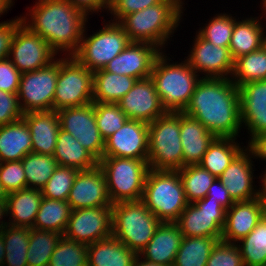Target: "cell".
Listing matches in <instances>:
<instances>
[{"label": "cell", "instance_id": "50", "mask_svg": "<svg viewBox=\"0 0 266 266\" xmlns=\"http://www.w3.org/2000/svg\"><path fill=\"white\" fill-rule=\"evenodd\" d=\"M21 75L9 58L0 60V90L17 94Z\"/></svg>", "mask_w": 266, "mask_h": 266}, {"label": "cell", "instance_id": "17", "mask_svg": "<svg viewBox=\"0 0 266 266\" xmlns=\"http://www.w3.org/2000/svg\"><path fill=\"white\" fill-rule=\"evenodd\" d=\"M67 202L72 210L113 205L108 194L106 176L99 165L78 171Z\"/></svg>", "mask_w": 266, "mask_h": 266}, {"label": "cell", "instance_id": "61", "mask_svg": "<svg viewBox=\"0 0 266 266\" xmlns=\"http://www.w3.org/2000/svg\"><path fill=\"white\" fill-rule=\"evenodd\" d=\"M262 4H263V8L265 7L264 8V12H265L266 11V0H263V3Z\"/></svg>", "mask_w": 266, "mask_h": 266}, {"label": "cell", "instance_id": "15", "mask_svg": "<svg viewBox=\"0 0 266 266\" xmlns=\"http://www.w3.org/2000/svg\"><path fill=\"white\" fill-rule=\"evenodd\" d=\"M12 55V58H11ZM57 53L37 33L22 23L16 30L10 48L9 59L21 72L38 70L50 64Z\"/></svg>", "mask_w": 266, "mask_h": 266}, {"label": "cell", "instance_id": "30", "mask_svg": "<svg viewBox=\"0 0 266 266\" xmlns=\"http://www.w3.org/2000/svg\"><path fill=\"white\" fill-rule=\"evenodd\" d=\"M258 18H246L236 21L232 32L229 51L233 60L257 51L264 46L266 35Z\"/></svg>", "mask_w": 266, "mask_h": 266}, {"label": "cell", "instance_id": "44", "mask_svg": "<svg viewBox=\"0 0 266 266\" xmlns=\"http://www.w3.org/2000/svg\"><path fill=\"white\" fill-rule=\"evenodd\" d=\"M95 118L104 140L119 130L128 120L120 106L114 103H95Z\"/></svg>", "mask_w": 266, "mask_h": 266}, {"label": "cell", "instance_id": "54", "mask_svg": "<svg viewBox=\"0 0 266 266\" xmlns=\"http://www.w3.org/2000/svg\"><path fill=\"white\" fill-rule=\"evenodd\" d=\"M247 148L251 151V155L266 160V133L255 136L248 142Z\"/></svg>", "mask_w": 266, "mask_h": 266}, {"label": "cell", "instance_id": "11", "mask_svg": "<svg viewBox=\"0 0 266 266\" xmlns=\"http://www.w3.org/2000/svg\"><path fill=\"white\" fill-rule=\"evenodd\" d=\"M58 73L59 59L38 70L22 73L17 96L23 113L53 110Z\"/></svg>", "mask_w": 266, "mask_h": 266}, {"label": "cell", "instance_id": "41", "mask_svg": "<svg viewBox=\"0 0 266 266\" xmlns=\"http://www.w3.org/2000/svg\"><path fill=\"white\" fill-rule=\"evenodd\" d=\"M177 171L180 174L188 203L205 198L209 187L216 179L214 175L198 164L184 166Z\"/></svg>", "mask_w": 266, "mask_h": 266}, {"label": "cell", "instance_id": "57", "mask_svg": "<svg viewBox=\"0 0 266 266\" xmlns=\"http://www.w3.org/2000/svg\"><path fill=\"white\" fill-rule=\"evenodd\" d=\"M263 177H261V181H262V188L259 190V197L265 202L266 204V170L264 172V174L262 175Z\"/></svg>", "mask_w": 266, "mask_h": 266}, {"label": "cell", "instance_id": "38", "mask_svg": "<svg viewBox=\"0 0 266 266\" xmlns=\"http://www.w3.org/2000/svg\"><path fill=\"white\" fill-rule=\"evenodd\" d=\"M60 233L30 228L29 246L27 249L28 266H45L50 263L51 255L54 252Z\"/></svg>", "mask_w": 266, "mask_h": 266}, {"label": "cell", "instance_id": "14", "mask_svg": "<svg viewBox=\"0 0 266 266\" xmlns=\"http://www.w3.org/2000/svg\"><path fill=\"white\" fill-rule=\"evenodd\" d=\"M63 236L85 245L111 237L112 206L72 210Z\"/></svg>", "mask_w": 266, "mask_h": 266}, {"label": "cell", "instance_id": "26", "mask_svg": "<svg viewBox=\"0 0 266 266\" xmlns=\"http://www.w3.org/2000/svg\"><path fill=\"white\" fill-rule=\"evenodd\" d=\"M216 137L201 122L180 112V140L183 149V167L197 165Z\"/></svg>", "mask_w": 266, "mask_h": 266}, {"label": "cell", "instance_id": "35", "mask_svg": "<svg viewBox=\"0 0 266 266\" xmlns=\"http://www.w3.org/2000/svg\"><path fill=\"white\" fill-rule=\"evenodd\" d=\"M221 237L183 236L173 266H206L213 247Z\"/></svg>", "mask_w": 266, "mask_h": 266}, {"label": "cell", "instance_id": "16", "mask_svg": "<svg viewBox=\"0 0 266 266\" xmlns=\"http://www.w3.org/2000/svg\"><path fill=\"white\" fill-rule=\"evenodd\" d=\"M148 124L128 119L104 140L103 157L148 160Z\"/></svg>", "mask_w": 266, "mask_h": 266}, {"label": "cell", "instance_id": "47", "mask_svg": "<svg viewBox=\"0 0 266 266\" xmlns=\"http://www.w3.org/2000/svg\"><path fill=\"white\" fill-rule=\"evenodd\" d=\"M0 183L7 194L26 188L22 161L0 162Z\"/></svg>", "mask_w": 266, "mask_h": 266}, {"label": "cell", "instance_id": "6", "mask_svg": "<svg viewBox=\"0 0 266 266\" xmlns=\"http://www.w3.org/2000/svg\"><path fill=\"white\" fill-rule=\"evenodd\" d=\"M160 224L142 200L112 205V236L137 254L147 246Z\"/></svg>", "mask_w": 266, "mask_h": 266}, {"label": "cell", "instance_id": "55", "mask_svg": "<svg viewBox=\"0 0 266 266\" xmlns=\"http://www.w3.org/2000/svg\"><path fill=\"white\" fill-rule=\"evenodd\" d=\"M4 216H9V215H7L6 201H0V220L3 219ZM7 225H9L8 222H5L3 220L0 221V232Z\"/></svg>", "mask_w": 266, "mask_h": 266}, {"label": "cell", "instance_id": "36", "mask_svg": "<svg viewBox=\"0 0 266 266\" xmlns=\"http://www.w3.org/2000/svg\"><path fill=\"white\" fill-rule=\"evenodd\" d=\"M231 77L238 88L249 82L266 80V48L263 46L235 59Z\"/></svg>", "mask_w": 266, "mask_h": 266}, {"label": "cell", "instance_id": "12", "mask_svg": "<svg viewBox=\"0 0 266 266\" xmlns=\"http://www.w3.org/2000/svg\"><path fill=\"white\" fill-rule=\"evenodd\" d=\"M226 209L211 199L188 203L175 222L185 237H222Z\"/></svg>", "mask_w": 266, "mask_h": 266}, {"label": "cell", "instance_id": "22", "mask_svg": "<svg viewBox=\"0 0 266 266\" xmlns=\"http://www.w3.org/2000/svg\"><path fill=\"white\" fill-rule=\"evenodd\" d=\"M241 123L251 133L249 142L266 133V80L249 82L239 87Z\"/></svg>", "mask_w": 266, "mask_h": 266}, {"label": "cell", "instance_id": "34", "mask_svg": "<svg viewBox=\"0 0 266 266\" xmlns=\"http://www.w3.org/2000/svg\"><path fill=\"white\" fill-rule=\"evenodd\" d=\"M67 201L43 197L33 225L39 230L53 231L64 234L71 214Z\"/></svg>", "mask_w": 266, "mask_h": 266}, {"label": "cell", "instance_id": "3", "mask_svg": "<svg viewBox=\"0 0 266 266\" xmlns=\"http://www.w3.org/2000/svg\"><path fill=\"white\" fill-rule=\"evenodd\" d=\"M182 0H163L154 6L124 16L118 24L131 42L151 43L162 49L183 14ZM182 13V14H181Z\"/></svg>", "mask_w": 266, "mask_h": 266}, {"label": "cell", "instance_id": "1", "mask_svg": "<svg viewBox=\"0 0 266 266\" xmlns=\"http://www.w3.org/2000/svg\"><path fill=\"white\" fill-rule=\"evenodd\" d=\"M183 113L215 137L236 138L242 127L239 88L230 78L201 77Z\"/></svg>", "mask_w": 266, "mask_h": 266}, {"label": "cell", "instance_id": "21", "mask_svg": "<svg viewBox=\"0 0 266 266\" xmlns=\"http://www.w3.org/2000/svg\"><path fill=\"white\" fill-rule=\"evenodd\" d=\"M265 211L266 204L260 197L249 201L234 202L226 210L221 241L236 243L247 236L264 217Z\"/></svg>", "mask_w": 266, "mask_h": 266}, {"label": "cell", "instance_id": "60", "mask_svg": "<svg viewBox=\"0 0 266 266\" xmlns=\"http://www.w3.org/2000/svg\"><path fill=\"white\" fill-rule=\"evenodd\" d=\"M7 193L3 189L1 183H0V201H6Z\"/></svg>", "mask_w": 266, "mask_h": 266}, {"label": "cell", "instance_id": "28", "mask_svg": "<svg viewBox=\"0 0 266 266\" xmlns=\"http://www.w3.org/2000/svg\"><path fill=\"white\" fill-rule=\"evenodd\" d=\"M43 196L41 190L24 188L7 194L8 224L13 227L32 228Z\"/></svg>", "mask_w": 266, "mask_h": 266}, {"label": "cell", "instance_id": "20", "mask_svg": "<svg viewBox=\"0 0 266 266\" xmlns=\"http://www.w3.org/2000/svg\"><path fill=\"white\" fill-rule=\"evenodd\" d=\"M162 52L158 47L146 42H130L115 56L104 69L118 75H127L138 80L150 77L153 64Z\"/></svg>", "mask_w": 266, "mask_h": 266}, {"label": "cell", "instance_id": "53", "mask_svg": "<svg viewBox=\"0 0 266 266\" xmlns=\"http://www.w3.org/2000/svg\"><path fill=\"white\" fill-rule=\"evenodd\" d=\"M76 8L83 11L87 16L90 12H99L100 9H109V0H69Z\"/></svg>", "mask_w": 266, "mask_h": 266}, {"label": "cell", "instance_id": "39", "mask_svg": "<svg viewBox=\"0 0 266 266\" xmlns=\"http://www.w3.org/2000/svg\"><path fill=\"white\" fill-rule=\"evenodd\" d=\"M26 188L41 190L53 175L58 164L53 155L28 153L22 160Z\"/></svg>", "mask_w": 266, "mask_h": 266}, {"label": "cell", "instance_id": "31", "mask_svg": "<svg viewBox=\"0 0 266 266\" xmlns=\"http://www.w3.org/2000/svg\"><path fill=\"white\" fill-rule=\"evenodd\" d=\"M138 79L127 75H118L104 68L93 72V103H114L134 86Z\"/></svg>", "mask_w": 266, "mask_h": 266}, {"label": "cell", "instance_id": "40", "mask_svg": "<svg viewBox=\"0 0 266 266\" xmlns=\"http://www.w3.org/2000/svg\"><path fill=\"white\" fill-rule=\"evenodd\" d=\"M238 243L244 266L266 265V216L264 215L257 226Z\"/></svg>", "mask_w": 266, "mask_h": 266}, {"label": "cell", "instance_id": "2", "mask_svg": "<svg viewBox=\"0 0 266 266\" xmlns=\"http://www.w3.org/2000/svg\"><path fill=\"white\" fill-rule=\"evenodd\" d=\"M29 13L30 21L21 17L24 25L56 53L69 51L68 55H73L77 51L88 18L83 11L69 0H38Z\"/></svg>", "mask_w": 266, "mask_h": 266}, {"label": "cell", "instance_id": "48", "mask_svg": "<svg viewBox=\"0 0 266 266\" xmlns=\"http://www.w3.org/2000/svg\"><path fill=\"white\" fill-rule=\"evenodd\" d=\"M162 1L163 0H112L108 11L114 16L112 22L118 23L124 16L154 6Z\"/></svg>", "mask_w": 266, "mask_h": 266}, {"label": "cell", "instance_id": "23", "mask_svg": "<svg viewBox=\"0 0 266 266\" xmlns=\"http://www.w3.org/2000/svg\"><path fill=\"white\" fill-rule=\"evenodd\" d=\"M250 154L248 148L244 149L218 177L234 202L249 201L259 197V189L255 190L252 185L254 170L251 161L253 157Z\"/></svg>", "mask_w": 266, "mask_h": 266}, {"label": "cell", "instance_id": "9", "mask_svg": "<svg viewBox=\"0 0 266 266\" xmlns=\"http://www.w3.org/2000/svg\"><path fill=\"white\" fill-rule=\"evenodd\" d=\"M67 57L59 59V73L53 99L54 111L93 103V72L73 55Z\"/></svg>", "mask_w": 266, "mask_h": 266}, {"label": "cell", "instance_id": "7", "mask_svg": "<svg viewBox=\"0 0 266 266\" xmlns=\"http://www.w3.org/2000/svg\"><path fill=\"white\" fill-rule=\"evenodd\" d=\"M148 165L153 170L183 168L180 112H166L148 124Z\"/></svg>", "mask_w": 266, "mask_h": 266}, {"label": "cell", "instance_id": "4", "mask_svg": "<svg viewBox=\"0 0 266 266\" xmlns=\"http://www.w3.org/2000/svg\"><path fill=\"white\" fill-rule=\"evenodd\" d=\"M161 52L154 61L151 79L167 112H183L201 77L185 60L183 63H168Z\"/></svg>", "mask_w": 266, "mask_h": 266}, {"label": "cell", "instance_id": "25", "mask_svg": "<svg viewBox=\"0 0 266 266\" xmlns=\"http://www.w3.org/2000/svg\"><path fill=\"white\" fill-rule=\"evenodd\" d=\"M32 140V152L53 155L60 129L57 111H34L23 114Z\"/></svg>", "mask_w": 266, "mask_h": 266}, {"label": "cell", "instance_id": "10", "mask_svg": "<svg viewBox=\"0 0 266 266\" xmlns=\"http://www.w3.org/2000/svg\"><path fill=\"white\" fill-rule=\"evenodd\" d=\"M73 56L86 68L94 72L103 69L129 44L130 39L117 22L105 24L101 30L86 38L84 34Z\"/></svg>", "mask_w": 266, "mask_h": 266}, {"label": "cell", "instance_id": "8", "mask_svg": "<svg viewBox=\"0 0 266 266\" xmlns=\"http://www.w3.org/2000/svg\"><path fill=\"white\" fill-rule=\"evenodd\" d=\"M98 165L106 176L112 204L142 199L149 171L148 160L102 157Z\"/></svg>", "mask_w": 266, "mask_h": 266}, {"label": "cell", "instance_id": "45", "mask_svg": "<svg viewBox=\"0 0 266 266\" xmlns=\"http://www.w3.org/2000/svg\"><path fill=\"white\" fill-rule=\"evenodd\" d=\"M198 34L213 45L229 47L235 18L228 14H218Z\"/></svg>", "mask_w": 266, "mask_h": 266}, {"label": "cell", "instance_id": "59", "mask_svg": "<svg viewBox=\"0 0 266 266\" xmlns=\"http://www.w3.org/2000/svg\"><path fill=\"white\" fill-rule=\"evenodd\" d=\"M5 245H4V242H3V234H2V231L0 232V266H4L3 264V260H4V257H5Z\"/></svg>", "mask_w": 266, "mask_h": 266}, {"label": "cell", "instance_id": "58", "mask_svg": "<svg viewBox=\"0 0 266 266\" xmlns=\"http://www.w3.org/2000/svg\"><path fill=\"white\" fill-rule=\"evenodd\" d=\"M13 1L12 0H0V15L4 14L5 11L10 10Z\"/></svg>", "mask_w": 266, "mask_h": 266}, {"label": "cell", "instance_id": "29", "mask_svg": "<svg viewBox=\"0 0 266 266\" xmlns=\"http://www.w3.org/2000/svg\"><path fill=\"white\" fill-rule=\"evenodd\" d=\"M31 152V133L23 118L0 126V162L20 161Z\"/></svg>", "mask_w": 266, "mask_h": 266}, {"label": "cell", "instance_id": "19", "mask_svg": "<svg viewBox=\"0 0 266 266\" xmlns=\"http://www.w3.org/2000/svg\"><path fill=\"white\" fill-rule=\"evenodd\" d=\"M188 57L189 65L198 73L204 72L203 78H231L234 60L229 47L213 45L197 34ZM226 76V77H225Z\"/></svg>", "mask_w": 266, "mask_h": 266}, {"label": "cell", "instance_id": "42", "mask_svg": "<svg viewBox=\"0 0 266 266\" xmlns=\"http://www.w3.org/2000/svg\"><path fill=\"white\" fill-rule=\"evenodd\" d=\"M50 266H87V245L62 236L51 255Z\"/></svg>", "mask_w": 266, "mask_h": 266}, {"label": "cell", "instance_id": "51", "mask_svg": "<svg viewBox=\"0 0 266 266\" xmlns=\"http://www.w3.org/2000/svg\"><path fill=\"white\" fill-rule=\"evenodd\" d=\"M22 23L21 16L17 17V19L0 23V60L9 58L13 37Z\"/></svg>", "mask_w": 266, "mask_h": 266}, {"label": "cell", "instance_id": "13", "mask_svg": "<svg viewBox=\"0 0 266 266\" xmlns=\"http://www.w3.org/2000/svg\"><path fill=\"white\" fill-rule=\"evenodd\" d=\"M60 128L70 133L98 161L103 157L104 139L95 118V103L68 107L57 111Z\"/></svg>", "mask_w": 266, "mask_h": 266}, {"label": "cell", "instance_id": "43", "mask_svg": "<svg viewBox=\"0 0 266 266\" xmlns=\"http://www.w3.org/2000/svg\"><path fill=\"white\" fill-rule=\"evenodd\" d=\"M79 170L58 165L53 175L41 189L43 197L67 201L72 184Z\"/></svg>", "mask_w": 266, "mask_h": 266}, {"label": "cell", "instance_id": "56", "mask_svg": "<svg viewBox=\"0 0 266 266\" xmlns=\"http://www.w3.org/2000/svg\"><path fill=\"white\" fill-rule=\"evenodd\" d=\"M141 260H144V261H141ZM132 266H164V265L149 262L145 259H141L140 256L137 255Z\"/></svg>", "mask_w": 266, "mask_h": 266}, {"label": "cell", "instance_id": "46", "mask_svg": "<svg viewBox=\"0 0 266 266\" xmlns=\"http://www.w3.org/2000/svg\"><path fill=\"white\" fill-rule=\"evenodd\" d=\"M206 266H244L238 244L218 241L210 253Z\"/></svg>", "mask_w": 266, "mask_h": 266}, {"label": "cell", "instance_id": "37", "mask_svg": "<svg viewBox=\"0 0 266 266\" xmlns=\"http://www.w3.org/2000/svg\"><path fill=\"white\" fill-rule=\"evenodd\" d=\"M2 234L6 251L3 264L7 266H28L26 257L30 228L7 225L2 229Z\"/></svg>", "mask_w": 266, "mask_h": 266}, {"label": "cell", "instance_id": "24", "mask_svg": "<svg viewBox=\"0 0 266 266\" xmlns=\"http://www.w3.org/2000/svg\"><path fill=\"white\" fill-rule=\"evenodd\" d=\"M183 235L175 222H161L147 246L138 254L143 259L173 266Z\"/></svg>", "mask_w": 266, "mask_h": 266}, {"label": "cell", "instance_id": "18", "mask_svg": "<svg viewBox=\"0 0 266 266\" xmlns=\"http://www.w3.org/2000/svg\"><path fill=\"white\" fill-rule=\"evenodd\" d=\"M117 104L128 119L142 121L147 124L167 112L162 106L151 77L137 80Z\"/></svg>", "mask_w": 266, "mask_h": 266}, {"label": "cell", "instance_id": "27", "mask_svg": "<svg viewBox=\"0 0 266 266\" xmlns=\"http://www.w3.org/2000/svg\"><path fill=\"white\" fill-rule=\"evenodd\" d=\"M137 255L111 236L87 245V266H132Z\"/></svg>", "mask_w": 266, "mask_h": 266}, {"label": "cell", "instance_id": "52", "mask_svg": "<svg viewBox=\"0 0 266 266\" xmlns=\"http://www.w3.org/2000/svg\"><path fill=\"white\" fill-rule=\"evenodd\" d=\"M203 199H211L219 202L226 210L234 204V201L229 196L228 190L218 178L213 181L208 189L206 197Z\"/></svg>", "mask_w": 266, "mask_h": 266}, {"label": "cell", "instance_id": "32", "mask_svg": "<svg viewBox=\"0 0 266 266\" xmlns=\"http://www.w3.org/2000/svg\"><path fill=\"white\" fill-rule=\"evenodd\" d=\"M53 157L60 166L77 170H88L96 167L99 161L86 150L70 133L59 129Z\"/></svg>", "mask_w": 266, "mask_h": 266}, {"label": "cell", "instance_id": "33", "mask_svg": "<svg viewBox=\"0 0 266 266\" xmlns=\"http://www.w3.org/2000/svg\"><path fill=\"white\" fill-rule=\"evenodd\" d=\"M236 139L216 137L198 165L218 178L244 149L235 142Z\"/></svg>", "mask_w": 266, "mask_h": 266}, {"label": "cell", "instance_id": "5", "mask_svg": "<svg viewBox=\"0 0 266 266\" xmlns=\"http://www.w3.org/2000/svg\"><path fill=\"white\" fill-rule=\"evenodd\" d=\"M161 222H176L188 205L178 171L149 169L141 199Z\"/></svg>", "mask_w": 266, "mask_h": 266}, {"label": "cell", "instance_id": "49", "mask_svg": "<svg viewBox=\"0 0 266 266\" xmlns=\"http://www.w3.org/2000/svg\"><path fill=\"white\" fill-rule=\"evenodd\" d=\"M17 94L0 90V126L23 118Z\"/></svg>", "mask_w": 266, "mask_h": 266}]
</instances>
